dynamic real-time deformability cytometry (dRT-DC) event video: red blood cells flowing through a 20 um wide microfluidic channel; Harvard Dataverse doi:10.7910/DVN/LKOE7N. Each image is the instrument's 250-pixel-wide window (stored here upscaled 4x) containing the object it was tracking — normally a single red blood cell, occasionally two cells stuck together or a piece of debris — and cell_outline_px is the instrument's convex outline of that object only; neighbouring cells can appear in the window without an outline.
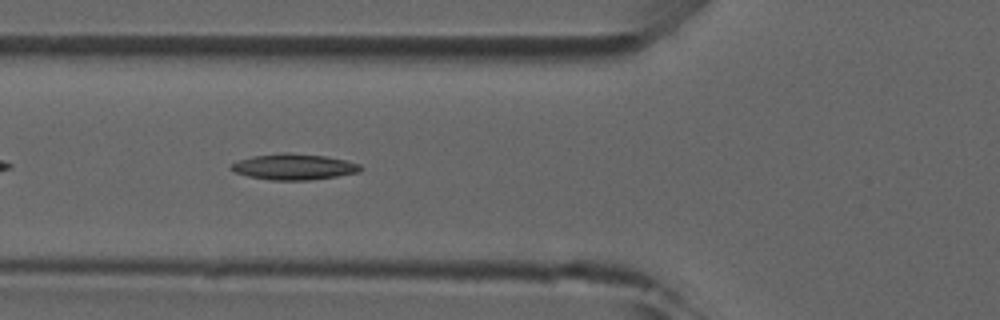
{"species": "common noctule bat (a hibernating species)", "species_latin": "Nyctalus noctula", "temperature_condition": "room temperature", "stored_images_in_passage": 31, "camera_frame_rate_fps": 3000, "um_per_image_px": 0.085, "animal": {"sex": "male", "forearm_length_mm": 52.5}, "frame": {"image": 1, "passage_image": 5, "time_ms": 1.333, "image_size_px": [1000, 320], "cell_outline_px": [[364, 168], [360, 172], [312, 180], [272, 180], [248, 176], [236, 172], [228, 168], [232, 164], [240, 160], [252, 156], [284, 152], [288, 152], [324, 156], [348, 160], [360, 164]], "centroid_in_image_um": [25.02, 14.17], "position_along_channel_um": 100.8, "area_um2": 19.59}}